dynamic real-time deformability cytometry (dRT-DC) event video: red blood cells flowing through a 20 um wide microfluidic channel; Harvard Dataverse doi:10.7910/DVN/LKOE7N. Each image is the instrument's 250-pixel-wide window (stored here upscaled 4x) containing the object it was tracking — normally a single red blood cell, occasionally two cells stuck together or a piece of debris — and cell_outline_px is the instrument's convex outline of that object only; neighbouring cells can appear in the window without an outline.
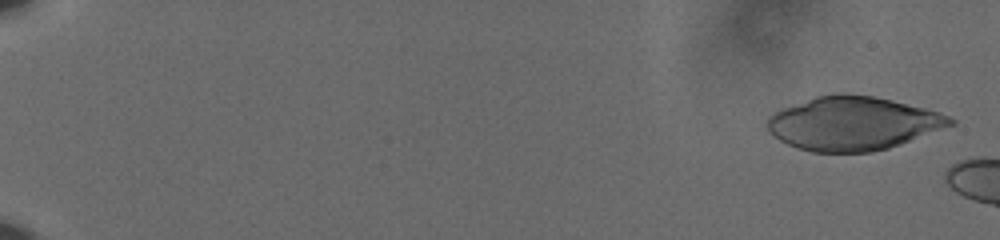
{"species": "human", "species_latin": "Homo sapiens", "temperature_condition": "cold", "stored_images_in_passage": 9, "camera_frame_rate_fps": 3000, "um_per_image_px": 0.085, "donor": {"sex": "male"}, "frame": {"image": 1, "passage_image": 2, "time_ms": 0.333, "image_size_px": [1000, 240], "cell_outline_px": [[956, 124], [900, 144], [888, 148], [872, 152], [812, 152], [796, 148], [772, 136], [768, 132], [768, 116], [784, 108], [816, 96], [832, 92], [848, 92], [872, 96], [892, 100], [940, 112], [956, 120]], "centroid_in_image_um": [72.5, 10.48], "position_along_channel_um": 12.5, "area_um2": 57.28}}